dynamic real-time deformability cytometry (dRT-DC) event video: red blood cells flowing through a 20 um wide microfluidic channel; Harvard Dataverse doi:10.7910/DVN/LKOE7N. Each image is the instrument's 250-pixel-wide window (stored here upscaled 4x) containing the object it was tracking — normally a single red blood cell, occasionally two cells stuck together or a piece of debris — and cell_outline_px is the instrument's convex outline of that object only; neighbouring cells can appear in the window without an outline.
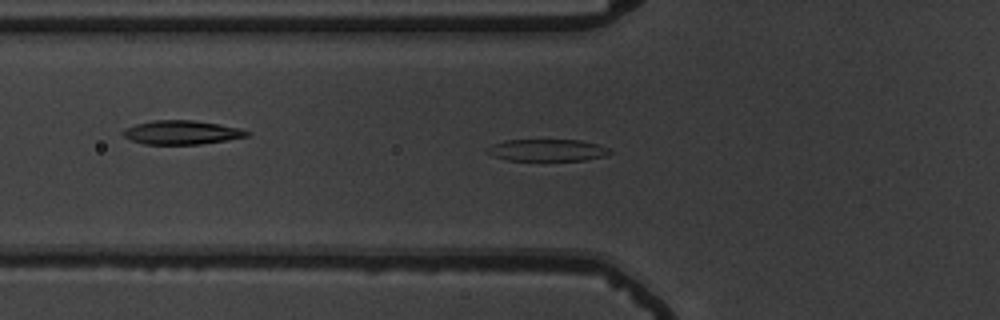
{"species": "common noctule bat (a hibernating species)", "species_latin": "Nyctalus noctula", "temperature_condition": "warm", "stored_images_in_passage": 56, "camera_frame_rate_fps": 3000, "um_per_image_px": 0.085, "animal": {"sex": "male", "body_mass_g": 19.5, "forearm_length_mm": 54.6}, "frame": {"image": 1, "passage_image": 20, "time_ms": 6.333, "image_size_px": [1000, 320], "cell_outline_px": [[612, 152], [604, 156], [584, 160], [508, 160], [492, 156], [488, 152], [488, 148], [492, 144], [504, 140], [580, 140], [596, 144], [608, 148]], "centroid_in_image_um": [46.5, 12.76], "position_along_channel_um": 79.3, "area_um2": 15.49}}
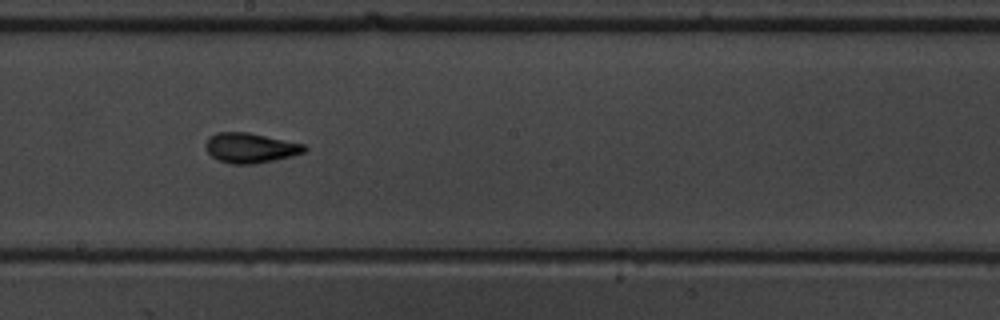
{"frame": {"image": 2, "passage_image": 32, "time_ms": 10.333, "image_size_px": [1000, 320], "cell_outline_px": [[308, 148], [304, 152], [292, 156], [256, 164], [232, 164], [220, 160], [212, 156], [204, 148], [204, 144], [208, 136], [216, 132], [248, 132], [304, 144]], "centroid_in_image_um": [21.25, 12.56], "position_along_channel_um": 226.9, "area_um2": 17.34}}
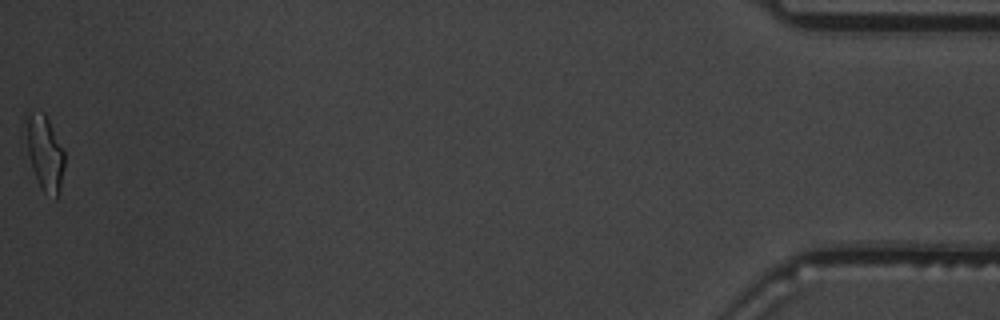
{"frame": {"image": 3, "passage_image": 56, "time_ms": 18.333, "image_size_px": [1000, 320], "cell_outline_px": [[64, 168], [60, 188], [56, 200], [44, 192], [40, 188], [36, 180], [32, 168], [28, 152], [28, 112], [44, 112], [64, 148]], "centroid_in_image_um": [3.86, 13.07], "position_along_channel_um": 431.3, "area_um2": 16.47}, "authors_computed_cell_mechanics": {"area_um2": 16.762, "velocity_mm_per_s": 3.6827, "shape_relaxation_time_tau1_ms": 3.9087, "shape_relaxation_time_tau2_ms": 1.7606, "deformation_change_tau1": 0.2045, "deformation_change_tau2": 0.0988}}